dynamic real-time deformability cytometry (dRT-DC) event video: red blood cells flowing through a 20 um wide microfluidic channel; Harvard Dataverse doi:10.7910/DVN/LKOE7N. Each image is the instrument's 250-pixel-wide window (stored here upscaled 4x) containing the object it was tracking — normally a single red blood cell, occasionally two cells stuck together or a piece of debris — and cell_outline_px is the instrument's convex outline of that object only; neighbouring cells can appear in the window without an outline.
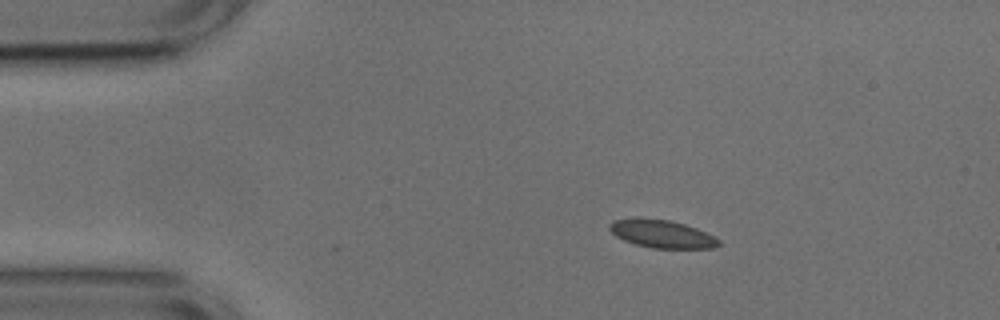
{"species": "common noctule bat (a hibernating species)", "species_latin": "Nyctalus noctula", "temperature_condition": "cold", "stored_images_in_passage": 53, "camera_frame_rate_fps": 3000, "um_per_image_px": 0.085, "animal": {"sex": "male", "body_mass_g": 17.9, "forearm_length_mm": 54.2}, "frame": {"image": 1, "passage_image": 8, "time_ms": 2.333, "image_size_px": [1000, 320], "cell_outline_px": [[720, 244], [712, 248], [652, 248], [636, 244], [624, 240], [616, 236], [608, 228], [608, 224], [612, 220], [668, 220], [684, 224], [696, 228], [720, 240]], "centroid_in_image_um": [56.27, 19.91], "position_along_channel_um": 28.7, "area_um2": 17.05}}
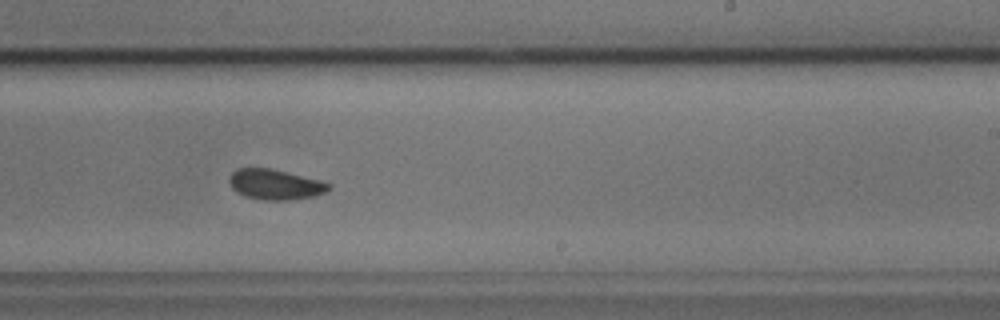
{"frame": {"image": 2, "passage_image": 31, "time_ms": 10.0, "image_size_px": [1000, 320], "cell_outline_px": [[332, 188], [328, 192], [312, 196], [288, 200], [264, 200], [244, 196], [236, 192], [232, 188], [228, 180], [228, 176], [236, 168], [272, 168], [320, 180], [332, 184]], "centroid_in_image_um": [23.39, 15.67], "position_along_channel_um": 265.6, "area_um2": 17.8}}
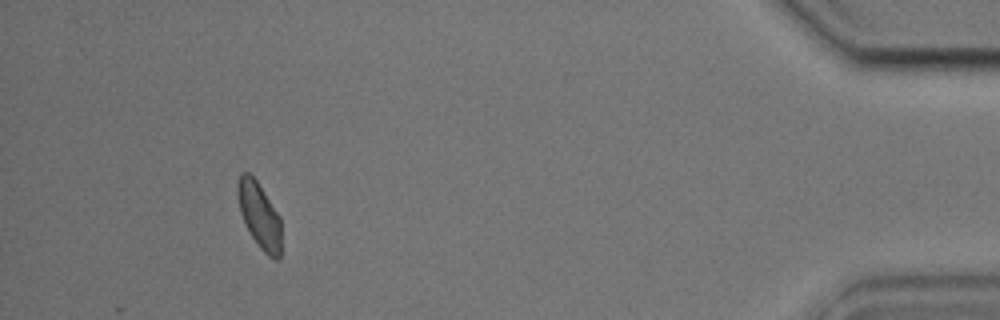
{"frame": {"image": 3, "passage_image": 48, "time_ms": 15.667, "image_size_px": [1000, 320], "cell_outline_px": [[280, 256], [276, 260], [268, 256], [260, 248], [252, 236], [240, 212], [236, 192], [236, 184], [240, 172], [248, 172], [256, 180], [280, 216]], "centroid_in_image_um": [22.02, 18.26], "position_along_channel_um": 413.2, "area_um2": 16.59}, "authors_computed_cell_mechanics": {"area_um2": 17.5134, "velocity_mm_per_s": 3.7374, "shape_relaxation_time_tau1_ms": 4.5886, "shape_relaxation_time_tau2_ms": null, "deformation_change_tau1": 0.0671, "deformation_change_tau2": null}}